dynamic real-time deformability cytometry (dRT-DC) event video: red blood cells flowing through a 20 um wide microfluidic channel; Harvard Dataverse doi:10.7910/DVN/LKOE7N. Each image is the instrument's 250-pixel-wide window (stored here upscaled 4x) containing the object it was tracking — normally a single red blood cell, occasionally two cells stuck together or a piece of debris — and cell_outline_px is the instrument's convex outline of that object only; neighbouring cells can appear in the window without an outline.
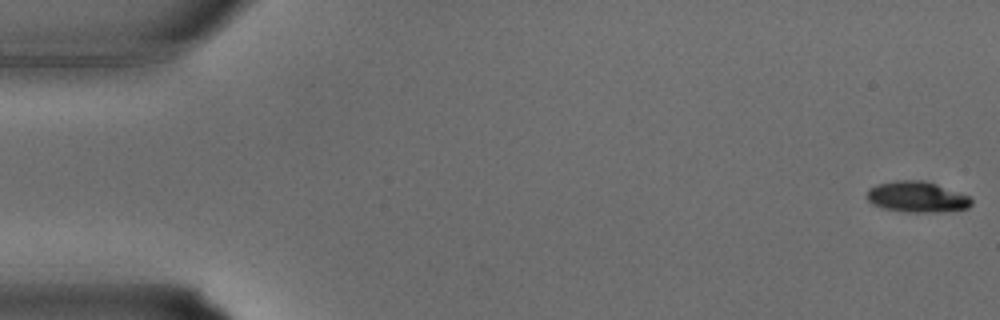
{"species": "common noctule bat (a hibernating species)", "species_latin": "Nyctalus noctula", "temperature_condition": "warm", "stored_images_in_passage": 35, "segment_of_instrument_passage": [1, 2], "camera_frame_rate_fps": 3000, "um_per_image_px": 0.085, "animal": {"sex": "male", "body_mass_g": 15.6}, "frame": {"image": 1, "passage_image": 1, "time_ms": 0.0, "image_size_px": [1000, 320], "cell_outline_px": [[972, 204], [968, 208], [940, 212], [908, 212], [884, 208], [872, 204], [868, 200], [868, 188], [876, 184], [896, 180], [924, 180], [972, 196]], "centroid_in_image_um": [77.97, 16.73], "position_along_channel_um": 7.0, "area_um2": 18.9}}
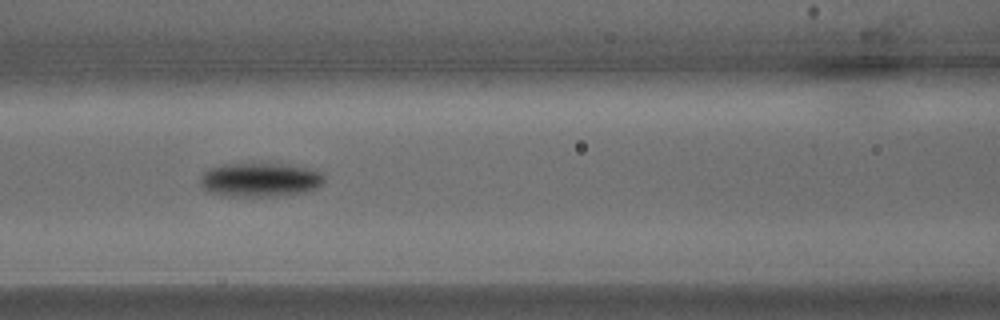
{"frame": {"image": 2, "passage_image": 15, "time_ms": 4.667, "image_size_px": [1000, 320], "cell_outline_px": [[324, 180], [316, 188], [304, 192], [272, 196], [228, 196], [212, 192], [204, 188], [200, 184], [200, 176], [208, 168], [220, 164], [288, 164], [312, 168], [320, 172], [324, 176]], "centroid_in_image_um": [22.1, 15.26], "position_along_channel_um": 144.5, "area_um2": 24.51}}
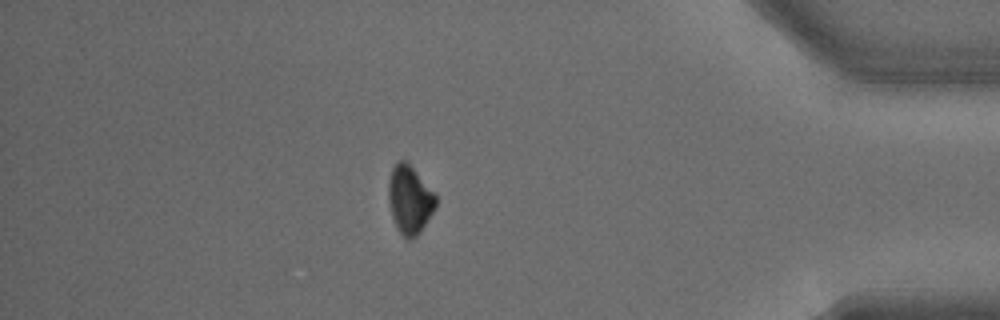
{"frame": {"image": 3, "passage_image": 30, "time_ms": 9.667, "image_size_px": [1000, 320], "cell_outline_px": [[436, 208], [420, 232], [416, 236], [408, 240], [396, 228], [392, 216], [388, 200], [388, 184], [392, 168], [400, 160], [404, 160], [436, 192]], "centroid_in_image_um": [34.84, 16.99], "position_along_channel_um": 400.4, "area_um2": 18.79}}